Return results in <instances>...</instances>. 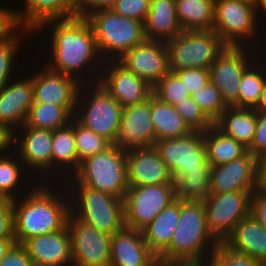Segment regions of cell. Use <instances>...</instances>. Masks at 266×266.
Returning <instances> with one entry per match:
<instances>
[{"mask_svg": "<svg viewBox=\"0 0 266 266\" xmlns=\"http://www.w3.org/2000/svg\"><path fill=\"white\" fill-rule=\"evenodd\" d=\"M215 0H175L179 25L183 30H213Z\"/></svg>", "mask_w": 266, "mask_h": 266, "instance_id": "1f68e13d", "label": "cell"}, {"mask_svg": "<svg viewBox=\"0 0 266 266\" xmlns=\"http://www.w3.org/2000/svg\"><path fill=\"white\" fill-rule=\"evenodd\" d=\"M247 150L254 157L266 152V112L257 111L254 139L252 145Z\"/></svg>", "mask_w": 266, "mask_h": 266, "instance_id": "7dc6e473", "label": "cell"}, {"mask_svg": "<svg viewBox=\"0 0 266 266\" xmlns=\"http://www.w3.org/2000/svg\"><path fill=\"white\" fill-rule=\"evenodd\" d=\"M151 0H117L110 9L121 16L134 18L144 23Z\"/></svg>", "mask_w": 266, "mask_h": 266, "instance_id": "ee69618b", "label": "cell"}, {"mask_svg": "<svg viewBox=\"0 0 266 266\" xmlns=\"http://www.w3.org/2000/svg\"><path fill=\"white\" fill-rule=\"evenodd\" d=\"M22 245L34 266H73L67 226L54 233L32 237Z\"/></svg>", "mask_w": 266, "mask_h": 266, "instance_id": "603a6c76", "label": "cell"}, {"mask_svg": "<svg viewBox=\"0 0 266 266\" xmlns=\"http://www.w3.org/2000/svg\"><path fill=\"white\" fill-rule=\"evenodd\" d=\"M254 4H255V6H256V12H257V14H258V17H259V15H261V14H263L264 12V14L263 15H265L266 16V0H256L255 2H254ZM260 10H261V12H260ZM258 11H259V13H261V14H259L258 13Z\"/></svg>", "mask_w": 266, "mask_h": 266, "instance_id": "680465c9", "label": "cell"}, {"mask_svg": "<svg viewBox=\"0 0 266 266\" xmlns=\"http://www.w3.org/2000/svg\"><path fill=\"white\" fill-rule=\"evenodd\" d=\"M191 97L213 123L229 107L211 82L192 93Z\"/></svg>", "mask_w": 266, "mask_h": 266, "instance_id": "60d3db41", "label": "cell"}, {"mask_svg": "<svg viewBox=\"0 0 266 266\" xmlns=\"http://www.w3.org/2000/svg\"><path fill=\"white\" fill-rule=\"evenodd\" d=\"M19 129V132L13 133V146L16 147L14 152L18 154L31 175L38 173L36 174L38 182H46L47 179L49 182L51 180L50 174H52V130L33 129L25 125ZM41 174L45 175V178ZM46 174L48 175L47 178Z\"/></svg>", "mask_w": 266, "mask_h": 266, "instance_id": "9a60e30c", "label": "cell"}, {"mask_svg": "<svg viewBox=\"0 0 266 266\" xmlns=\"http://www.w3.org/2000/svg\"><path fill=\"white\" fill-rule=\"evenodd\" d=\"M256 123L255 109L229 106L214 122V126L248 149L254 139Z\"/></svg>", "mask_w": 266, "mask_h": 266, "instance_id": "f1b7e54d", "label": "cell"}, {"mask_svg": "<svg viewBox=\"0 0 266 266\" xmlns=\"http://www.w3.org/2000/svg\"><path fill=\"white\" fill-rule=\"evenodd\" d=\"M165 161L172 178L186 173L211 170L207 162L204 132L193 131L184 137L161 139L153 146Z\"/></svg>", "mask_w": 266, "mask_h": 266, "instance_id": "8fae6325", "label": "cell"}, {"mask_svg": "<svg viewBox=\"0 0 266 266\" xmlns=\"http://www.w3.org/2000/svg\"><path fill=\"white\" fill-rule=\"evenodd\" d=\"M152 94L164 103L173 105L191 96L182 80L174 73L168 72L152 88Z\"/></svg>", "mask_w": 266, "mask_h": 266, "instance_id": "ab89813d", "label": "cell"}, {"mask_svg": "<svg viewBox=\"0 0 266 266\" xmlns=\"http://www.w3.org/2000/svg\"><path fill=\"white\" fill-rule=\"evenodd\" d=\"M178 262L161 255H154L145 266H176Z\"/></svg>", "mask_w": 266, "mask_h": 266, "instance_id": "11a10c76", "label": "cell"}, {"mask_svg": "<svg viewBox=\"0 0 266 266\" xmlns=\"http://www.w3.org/2000/svg\"><path fill=\"white\" fill-rule=\"evenodd\" d=\"M73 266H110L111 236L78 219L67 220Z\"/></svg>", "mask_w": 266, "mask_h": 266, "instance_id": "5bb4252c", "label": "cell"}, {"mask_svg": "<svg viewBox=\"0 0 266 266\" xmlns=\"http://www.w3.org/2000/svg\"><path fill=\"white\" fill-rule=\"evenodd\" d=\"M143 25L146 40L166 42L180 34L183 29L178 22L175 0H151Z\"/></svg>", "mask_w": 266, "mask_h": 266, "instance_id": "4316f807", "label": "cell"}, {"mask_svg": "<svg viewBox=\"0 0 266 266\" xmlns=\"http://www.w3.org/2000/svg\"><path fill=\"white\" fill-rule=\"evenodd\" d=\"M17 27L14 10L0 6V41Z\"/></svg>", "mask_w": 266, "mask_h": 266, "instance_id": "816d5d0a", "label": "cell"}, {"mask_svg": "<svg viewBox=\"0 0 266 266\" xmlns=\"http://www.w3.org/2000/svg\"><path fill=\"white\" fill-rule=\"evenodd\" d=\"M258 266H266V263H259V265Z\"/></svg>", "mask_w": 266, "mask_h": 266, "instance_id": "6125c7cd", "label": "cell"}, {"mask_svg": "<svg viewBox=\"0 0 266 266\" xmlns=\"http://www.w3.org/2000/svg\"><path fill=\"white\" fill-rule=\"evenodd\" d=\"M174 108L192 131L205 132L214 125L191 96L175 103Z\"/></svg>", "mask_w": 266, "mask_h": 266, "instance_id": "7bdbcfd3", "label": "cell"}, {"mask_svg": "<svg viewBox=\"0 0 266 266\" xmlns=\"http://www.w3.org/2000/svg\"><path fill=\"white\" fill-rule=\"evenodd\" d=\"M207 162L219 166L243 156L248 150L235 139L224 135L214 125L204 132Z\"/></svg>", "mask_w": 266, "mask_h": 266, "instance_id": "836d02e7", "label": "cell"}, {"mask_svg": "<svg viewBox=\"0 0 266 266\" xmlns=\"http://www.w3.org/2000/svg\"><path fill=\"white\" fill-rule=\"evenodd\" d=\"M98 84L123 108L146 101L153 90L143 78L134 75L118 60L104 62Z\"/></svg>", "mask_w": 266, "mask_h": 266, "instance_id": "2e32d148", "label": "cell"}, {"mask_svg": "<svg viewBox=\"0 0 266 266\" xmlns=\"http://www.w3.org/2000/svg\"><path fill=\"white\" fill-rule=\"evenodd\" d=\"M128 186L173 183L171 172L154 147L126 151Z\"/></svg>", "mask_w": 266, "mask_h": 266, "instance_id": "7402d4cb", "label": "cell"}, {"mask_svg": "<svg viewBox=\"0 0 266 266\" xmlns=\"http://www.w3.org/2000/svg\"><path fill=\"white\" fill-rule=\"evenodd\" d=\"M122 109L120 103L98 83L84 84L78 92L73 118L85 128L114 144L120 127Z\"/></svg>", "mask_w": 266, "mask_h": 266, "instance_id": "52a82bcc", "label": "cell"}, {"mask_svg": "<svg viewBox=\"0 0 266 266\" xmlns=\"http://www.w3.org/2000/svg\"><path fill=\"white\" fill-rule=\"evenodd\" d=\"M255 48L258 47L254 45L253 49V47L249 48L248 46L245 48L226 46L209 68L210 81L220 91L223 100L228 106L237 107L242 76L258 59L257 52L254 55L252 51H255Z\"/></svg>", "mask_w": 266, "mask_h": 266, "instance_id": "4fadbf2b", "label": "cell"}, {"mask_svg": "<svg viewBox=\"0 0 266 266\" xmlns=\"http://www.w3.org/2000/svg\"><path fill=\"white\" fill-rule=\"evenodd\" d=\"M253 192L231 191L210 194L203 201L208 230L218 242H225L236 225L249 215L250 197Z\"/></svg>", "mask_w": 266, "mask_h": 266, "instance_id": "7c38bea8", "label": "cell"}, {"mask_svg": "<svg viewBox=\"0 0 266 266\" xmlns=\"http://www.w3.org/2000/svg\"><path fill=\"white\" fill-rule=\"evenodd\" d=\"M70 178V179H69ZM69 180V181H68ZM67 184H83L89 188L124 199L128 189L126 150L116 145L80 162L71 176L62 180Z\"/></svg>", "mask_w": 266, "mask_h": 266, "instance_id": "277c9868", "label": "cell"}, {"mask_svg": "<svg viewBox=\"0 0 266 266\" xmlns=\"http://www.w3.org/2000/svg\"><path fill=\"white\" fill-rule=\"evenodd\" d=\"M256 190L266 191V152L256 157Z\"/></svg>", "mask_w": 266, "mask_h": 266, "instance_id": "f5cc1de1", "label": "cell"}, {"mask_svg": "<svg viewBox=\"0 0 266 266\" xmlns=\"http://www.w3.org/2000/svg\"><path fill=\"white\" fill-rule=\"evenodd\" d=\"M74 138L78 161L105 151L112 144L103 136L82 126L74 119Z\"/></svg>", "mask_w": 266, "mask_h": 266, "instance_id": "f35d334b", "label": "cell"}, {"mask_svg": "<svg viewBox=\"0 0 266 266\" xmlns=\"http://www.w3.org/2000/svg\"><path fill=\"white\" fill-rule=\"evenodd\" d=\"M249 214L266 228V191L256 190L251 194Z\"/></svg>", "mask_w": 266, "mask_h": 266, "instance_id": "681fc988", "label": "cell"}, {"mask_svg": "<svg viewBox=\"0 0 266 266\" xmlns=\"http://www.w3.org/2000/svg\"><path fill=\"white\" fill-rule=\"evenodd\" d=\"M175 200L173 183L129 186L123 199L125 226L142 231Z\"/></svg>", "mask_w": 266, "mask_h": 266, "instance_id": "30bf717a", "label": "cell"}, {"mask_svg": "<svg viewBox=\"0 0 266 266\" xmlns=\"http://www.w3.org/2000/svg\"><path fill=\"white\" fill-rule=\"evenodd\" d=\"M0 266H34L22 244L15 243L0 261Z\"/></svg>", "mask_w": 266, "mask_h": 266, "instance_id": "c3c4849f", "label": "cell"}, {"mask_svg": "<svg viewBox=\"0 0 266 266\" xmlns=\"http://www.w3.org/2000/svg\"><path fill=\"white\" fill-rule=\"evenodd\" d=\"M44 66L33 74L34 102L76 106L82 84L69 75L50 69L46 64Z\"/></svg>", "mask_w": 266, "mask_h": 266, "instance_id": "d6986e66", "label": "cell"}, {"mask_svg": "<svg viewBox=\"0 0 266 266\" xmlns=\"http://www.w3.org/2000/svg\"><path fill=\"white\" fill-rule=\"evenodd\" d=\"M154 255L141 230L124 226L111 236L110 266H145Z\"/></svg>", "mask_w": 266, "mask_h": 266, "instance_id": "d4e9b609", "label": "cell"}, {"mask_svg": "<svg viewBox=\"0 0 266 266\" xmlns=\"http://www.w3.org/2000/svg\"><path fill=\"white\" fill-rule=\"evenodd\" d=\"M155 144L151 116V96L146 101L122 109L120 127L113 145L123 150L149 148Z\"/></svg>", "mask_w": 266, "mask_h": 266, "instance_id": "e0dca14e", "label": "cell"}, {"mask_svg": "<svg viewBox=\"0 0 266 266\" xmlns=\"http://www.w3.org/2000/svg\"><path fill=\"white\" fill-rule=\"evenodd\" d=\"M211 170L186 173L173 178L174 195L184 201H205L210 195Z\"/></svg>", "mask_w": 266, "mask_h": 266, "instance_id": "d590c367", "label": "cell"}, {"mask_svg": "<svg viewBox=\"0 0 266 266\" xmlns=\"http://www.w3.org/2000/svg\"><path fill=\"white\" fill-rule=\"evenodd\" d=\"M117 0H76L75 17L85 18L98 9H109Z\"/></svg>", "mask_w": 266, "mask_h": 266, "instance_id": "f907efd6", "label": "cell"}, {"mask_svg": "<svg viewBox=\"0 0 266 266\" xmlns=\"http://www.w3.org/2000/svg\"><path fill=\"white\" fill-rule=\"evenodd\" d=\"M176 266H205L204 263H178Z\"/></svg>", "mask_w": 266, "mask_h": 266, "instance_id": "91938a15", "label": "cell"}, {"mask_svg": "<svg viewBox=\"0 0 266 266\" xmlns=\"http://www.w3.org/2000/svg\"><path fill=\"white\" fill-rule=\"evenodd\" d=\"M79 165L80 162L78 161V156L75 147L73 118L68 125L52 131L53 175L51 176V178H60L59 180H62L64 177H68L69 175V177H71L77 171ZM55 170L57 171L55 172ZM60 171L61 174L65 171L67 173H63L62 176L60 175Z\"/></svg>", "mask_w": 266, "mask_h": 266, "instance_id": "83f0119b", "label": "cell"}, {"mask_svg": "<svg viewBox=\"0 0 266 266\" xmlns=\"http://www.w3.org/2000/svg\"><path fill=\"white\" fill-rule=\"evenodd\" d=\"M76 106H57L55 104L33 102L25 126L33 129L56 130L70 123Z\"/></svg>", "mask_w": 266, "mask_h": 266, "instance_id": "d6a6232c", "label": "cell"}, {"mask_svg": "<svg viewBox=\"0 0 266 266\" xmlns=\"http://www.w3.org/2000/svg\"><path fill=\"white\" fill-rule=\"evenodd\" d=\"M174 73L182 80L190 94L211 82L208 68L179 69L174 71Z\"/></svg>", "mask_w": 266, "mask_h": 266, "instance_id": "f6af8a7d", "label": "cell"}, {"mask_svg": "<svg viewBox=\"0 0 266 266\" xmlns=\"http://www.w3.org/2000/svg\"><path fill=\"white\" fill-rule=\"evenodd\" d=\"M231 191H256V157L250 152L211 167L210 194Z\"/></svg>", "mask_w": 266, "mask_h": 266, "instance_id": "44dd1931", "label": "cell"}, {"mask_svg": "<svg viewBox=\"0 0 266 266\" xmlns=\"http://www.w3.org/2000/svg\"><path fill=\"white\" fill-rule=\"evenodd\" d=\"M85 18L93 29L103 61L119 60L146 40L143 22L116 14L110 8L95 10Z\"/></svg>", "mask_w": 266, "mask_h": 266, "instance_id": "5b68a950", "label": "cell"}, {"mask_svg": "<svg viewBox=\"0 0 266 266\" xmlns=\"http://www.w3.org/2000/svg\"><path fill=\"white\" fill-rule=\"evenodd\" d=\"M254 109L259 112H266V81L263 85V89H262L259 102Z\"/></svg>", "mask_w": 266, "mask_h": 266, "instance_id": "6f0895ef", "label": "cell"}, {"mask_svg": "<svg viewBox=\"0 0 266 266\" xmlns=\"http://www.w3.org/2000/svg\"><path fill=\"white\" fill-rule=\"evenodd\" d=\"M44 27L52 29L51 34L49 32L51 35L49 49L52 50L50 51L52 58L49 57L46 65L54 71L73 77L82 85L98 83L100 69L103 68L105 61L99 53L95 34L88 20L83 17L50 20L41 25L35 32L39 33L41 29L46 30ZM99 65L101 67L97 68ZM84 69H89L91 73L89 71L84 72ZM90 69H93L94 73ZM91 74L92 77L89 76ZM87 75L89 78L86 77Z\"/></svg>", "mask_w": 266, "mask_h": 266, "instance_id": "6da1fadb", "label": "cell"}, {"mask_svg": "<svg viewBox=\"0 0 266 266\" xmlns=\"http://www.w3.org/2000/svg\"><path fill=\"white\" fill-rule=\"evenodd\" d=\"M21 32L22 34L27 33L28 35L29 33L34 34V32L26 28L17 26L9 35L0 41V90H2L12 78H15L14 76L12 77L10 75L14 74L12 69L16 64V60H14L17 57L16 51L18 52V47L20 48L21 46V41H19L22 38L20 35Z\"/></svg>", "mask_w": 266, "mask_h": 266, "instance_id": "74e56055", "label": "cell"}, {"mask_svg": "<svg viewBox=\"0 0 266 266\" xmlns=\"http://www.w3.org/2000/svg\"><path fill=\"white\" fill-rule=\"evenodd\" d=\"M259 261L232 250L224 242H219L205 261V266H258Z\"/></svg>", "mask_w": 266, "mask_h": 266, "instance_id": "b9f144b4", "label": "cell"}, {"mask_svg": "<svg viewBox=\"0 0 266 266\" xmlns=\"http://www.w3.org/2000/svg\"><path fill=\"white\" fill-rule=\"evenodd\" d=\"M262 61L260 57L244 72L239 85L237 108L254 109L257 106L266 81V60Z\"/></svg>", "mask_w": 266, "mask_h": 266, "instance_id": "e575fe53", "label": "cell"}, {"mask_svg": "<svg viewBox=\"0 0 266 266\" xmlns=\"http://www.w3.org/2000/svg\"><path fill=\"white\" fill-rule=\"evenodd\" d=\"M29 180H33L29 183L31 189H23L26 194L13 200L14 240L17 244L65 228L70 215V196L62 181L37 182L35 176Z\"/></svg>", "mask_w": 266, "mask_h": 266, "instance_id": "7a4b0ae2", "label": "cell"}, {"mask_svg": "<svg viewBox=\"0 0 266 266\" xmlns=\"http://www.w3.org/2000/svg\"><path fill=\"white\" fill-rule=\"evenodd\" d=\"M5 199H9V198L0 190V201L5 200Z\"/></svg>", "mask_w": 266, "mask_h": 266, "instance_id": "94428289", "label": "cell"}, {"mask_svg": "<svg viewBox=\"0 0 266 266\" xmlns=\"http://www.w3.org/2000/svg\"><path fill=\"white\" fill-rule=\"evenodd\" d=\"M218 243L208 230L203 201L180 200L177 227L160 255L178 263H205Z\"/></svg>", "mask_w": 266, "mask_h": 266, "instance_id": "3957f363", "label": "cell"}, {"mask_svg": "<svg viewBox=\"0 0 266 266\" xmlns=\"http://www.w3.org/2000/svg\"><path fill=\"white\" fill-rule=\"evenodd\" d=\"M14 244V239H0V261L5 257L6 253Z\"/></svg>", "mask_w": 266, "mask_h": 266, "instance_id": "9f6ffc18", "label": "cell"}, {"mask_svg": "<svg viewBox=\"0 0 266 266\" xmlns=\"http://www.w3.org/2000/svg\"><path fill=\"white\" fill-rule=\"evenodd\" d=\"M151 116L155 128V141L184 137L193 131L177 113L173 105L151 95Z\"/></svg>", "mask_w": 266, "mask_h": 266, "instance_id": "4dcf8cb0", "label": "cell"}, {"mask_svg": "<svg viewBox=\"0 0 266 266\" xmlns=\"http://www.w3.org/2000/svg\"><path fill=\"white\" fill-rule=\"evenodd\" d=\"M0 239H14L12 199L0 201Z\"/></svg>", "mask_w": 266, "mask_h": 266, "instance_id": "bcb514c9", "label": "cell"}, {"mask_svg": "<svg viewBox=\"0 0 266 266\" xmlns=\"http://www.w3.org/2000/svg\"><path fill=\"white\" fill-rule=\"evenodd\" d=\"M10 150H13V133L0 124V155L11 152Z\"/></svg>", "mask_w": 266, "mask_h": 266, "instance_id": "db71d44e", "label": "cell"}, {"mask_svg": "<svg viewBox=\"0 0 266 266\" xmlns=\"http://www.w3.org/2000/svg\"><path fill=\"white\" fill-rule=\"evenodd\" d=\"M165 43L170 72L186 68L209 69L226 47L213 30H183Z\"/></svg>", "mask_w": 266, "mask_h": 266, "instance_id": "ba28073f", "label": "cell"}, {"mask_svg": "<svg viewBox=\"0 0 266 266\" xmlns=\"http://www.w3.org/2000/svg\"><path fill=\"white\" fill-rule=\"evenodd\" d=\"M24 78V79H23ZM17 80L14 78L0 90V124L15 133L25 124L34 102L33 73Z\"/></svg>", "mask_w": 266, "mask_h": 266, "instance_id": "ffe728a7", "label": "cell"}, {"mask_svg": "<svg viewBox=\"0 0 266 266\" xmlns=\"http://www.w3.org/2000/svg\"><path fill=\"white\" fill-rule=\"evenodd\" d=\"M224 243L236 252L266 263V228L250 214L236 225Z\"/></svg>", "mask_w": 266, "mask_h": 266, "instance_id": "484cf974", "label": "cell"}, {"mask_svg": "<svg viewBox=\"0 0 266 266\" xmlns=\"http://www.w3.org/2000/svg\"><path fill=\"white\" fill-rule=\"evenodd\" d=\"M258 21L254 2L247 0L214 1L213 31L219 35L226 46L252 47L250 41L254 43L256 35H259Z\"/></svg>", "mask_w": 266, "mask_h": 266, "instance_id": "9c48e42d", "label": "cell"}, {"mask_svg": "<svg viewBox=\"0 0 266 266\" xmlns=\"http://www.w3.org/2000/svg\"><path fill=\"white\" fill-rule=\"evenodd\" d=\"M180 215V200L164 208L143 230L144 240L155 255H160L169 245Z\"/></svg>", "mask_w": 266, "mask_h": 266, "instance_id": "f546056e", "label": "cell"}, {"mask_svg": "<svg viewBox=\"0 0 266 266\" xmlns=\"http://www.w3.org/2000/svg\"><path fill=\"white\" fill-rule=\"evenodd\" d=\"M76 0H24L23 9L14 10L16 25L35 32L50 20L75 17Z\"/></svg>", "mask_w": 266, "mask_h": 266, "instance_id": "cb8c5ba5", "label": "cell"}, {"mask_svg": "<svg viewBox=\"0 0 266 266\" xmlns=\"http://www.w3.org/2000/svg\"><path fill=\"white\" fill-rule=\"evenodd\" d=\"M66 189L70 213L76 219L110 236L125 226L123 199L83 184H68Z\"/></svg>", "mask_w": 266, "mask_h": 266, "instance_id": "8992f818", "label": "cell"}, {"mask_svg": "<svg viewBox=\"0 0 266 266\" xmlns=\"http://www.w3.org/2000/svg\"><path fill=\"white\" fill-rule=\"evenodd\" d=\"M27 171L28 170H26L25 165L20 160V158L16 152L12 153V154L8 152V154L6 153L3 155H0V190L9 199L14 200V199L20 198L22 195H24V193L23 194L19 193L18 189L22 190L23 188H25L23 186V183L25 181L24 179H26L28 181L27 176H29V175H27V174L29 172H27ZM24 172H26V174H24ZM20 183H22V185H21L22 187L19 186ZM16 190L18 191V193H16L17 192Z\"/></svg>", "mask_w": 266, "mask_h": 266, "instance_id": "8d00e7d4", "label": "cell"}, {"mask_svg": "<svg viewBox=\"0 0 266 266\" xmlns=\"http://www.w3.org/2000/svg\"><path fill=\"white\" fill-rule=\"evenodd\" d=\"M118 61L152 87L169 72L168 49L164 41L145 40Z\"/></svg>", "mask_w": 266, "mask_h": 266, "instance_id": "ac0fdd59", "label": "cell"}]
</instances>
